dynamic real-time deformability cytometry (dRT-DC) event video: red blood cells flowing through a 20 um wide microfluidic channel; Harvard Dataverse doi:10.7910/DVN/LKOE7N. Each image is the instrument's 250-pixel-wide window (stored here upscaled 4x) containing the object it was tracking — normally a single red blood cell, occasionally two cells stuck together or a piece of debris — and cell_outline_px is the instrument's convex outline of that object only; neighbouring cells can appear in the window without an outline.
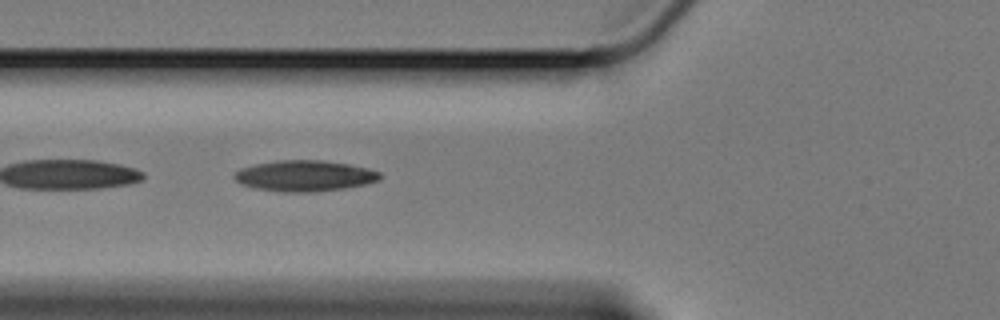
{"species": "Egyptian fruit bat (a non-hibernating species)", "species_latin": "Rousettus aegyptiacus", "temperature_condition": "cold", "stored_images_in_passage": 18, "camera_frame_rate_fps": 3000, "um_per_image_px": 0.085, "animal": {"sex": "female"}, "frame": {"image": 1, "passage_image": 3, "time_ms": 0.667, "image_size_px": [1000, 320], "cell_outline_px": [[380, 176], [376, 180], [364, 184], [344, 188], [316, 192], [280, 192], [252, 188], [240, 184], [232, 176], [240, 168], [256, 164], [276, 160], [324, 160], [348, 164], [368, 168], [380, 172]], "centroid_in_image_um": [25.83, 14.95], "position_along_channel_um": 100.0, "area_um2": 26.3}}
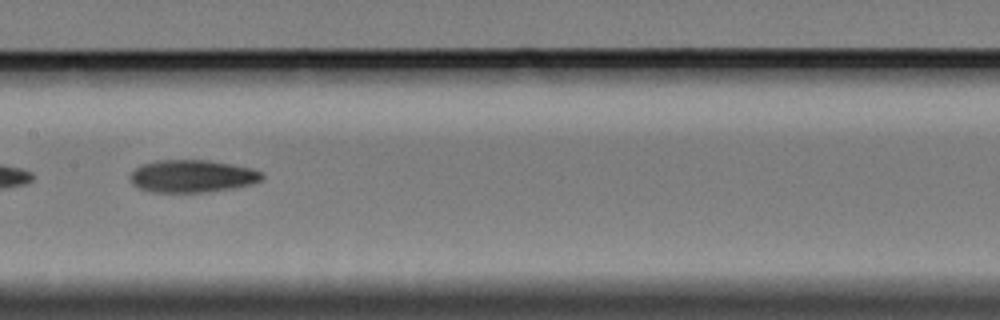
{"frame": {"image": 2, "passage_image": 11, "time_ms": 3.333, "image_size_px": [1000, 320], "cell_outline_px": [[264, 176], [260, 180], [252, 184], [236, 188], [204, 192], [152, 192], [140, 188], [132, 184], [132, 172], [140, 164], [156, 160], [208, 160], [232, 164], [252, 168], [264, 172]], "centroid_in_image_um": [16.38, 14.97], "position_along_channel_um": 191.0, "area_um2": 25.09}}